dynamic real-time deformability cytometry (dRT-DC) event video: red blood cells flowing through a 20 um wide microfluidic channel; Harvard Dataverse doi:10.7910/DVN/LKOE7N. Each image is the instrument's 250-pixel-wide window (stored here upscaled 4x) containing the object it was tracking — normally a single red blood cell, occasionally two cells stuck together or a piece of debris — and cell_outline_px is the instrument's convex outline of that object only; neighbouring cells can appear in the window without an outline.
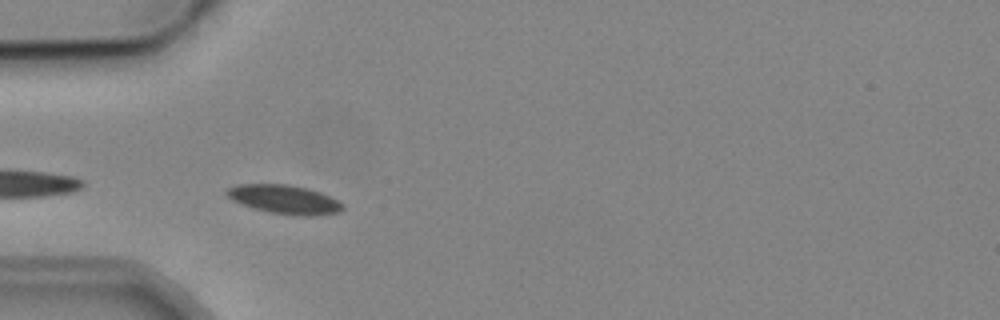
{"species": "common noctule bat (a hibernating species)", "species_latin": "Nyctalus noctula", "temperature_condition": "cold", "stored_images_in_passage": 5, "camera_frame_rate_fps": 3000, "um_per_image_px": 0.085, "animal": {"sex": "male", "body_mass_g": 19.2, "forearm_length_mm": 51.8}, "frame": {"image": 1, "passage_image": 4, "time_ms": 3.333, "image_size_px": [1000, 320], "cell_outline_px": [[344, 208], [340, 212], [312, 216], [296, 216], [272, 212], [256, 208], [232, 200], [224, 192], [228, 188], [236, 184], [288, 184], [308, 188], [320, 192], [340, 200], [344, 204]], "centroid_in_image_um": [24.23, 16.94], "position_along_channel_um": 60.8, "area_um2": 19.54}}